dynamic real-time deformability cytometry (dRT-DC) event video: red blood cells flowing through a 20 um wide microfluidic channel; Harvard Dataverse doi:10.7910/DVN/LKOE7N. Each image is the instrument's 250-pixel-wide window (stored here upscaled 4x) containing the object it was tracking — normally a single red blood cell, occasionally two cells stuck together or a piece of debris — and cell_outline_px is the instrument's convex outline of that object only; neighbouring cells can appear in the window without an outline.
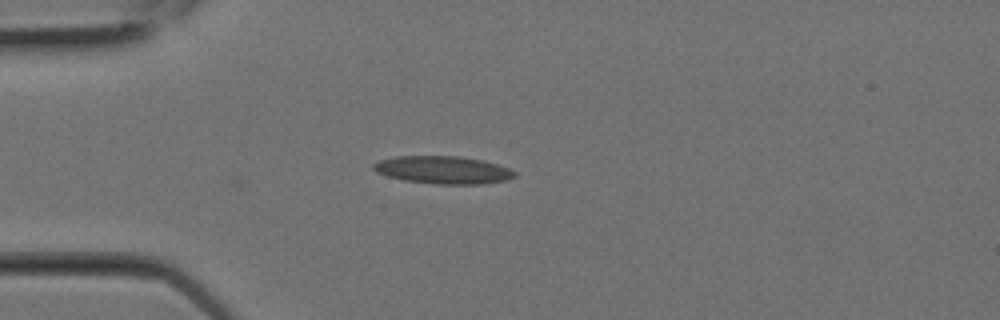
{"species": "Egyptian fruit bat (a non-hibernating species)", "species_latin": "Rousettus aegyptiacus", "temperature_condition": "room temperature", "stored_images_in_passage": 4, "camera_frame_rate_fps": 3000, "um_per_image_px": 0.085, "animal": {"sex": "female"}, "frame": {"image": 1, "passage_image": 4, "time_ms": 1.0, "image_size_px": [1000, 320], "cell_outline_px": [[516, 176], [508, 180], [484, 184], [436, 184], [404, 180], [388, 176], [376, 172], [372, 168], [372, 164], [380, 160], [396, 156], [460, 156], [484, 160], [508, 168], [516, 172]], "centroid_in_image_um": [37.68, 14.44], "position_along_channel_um": 47.3, "area_um2": 22.89}}